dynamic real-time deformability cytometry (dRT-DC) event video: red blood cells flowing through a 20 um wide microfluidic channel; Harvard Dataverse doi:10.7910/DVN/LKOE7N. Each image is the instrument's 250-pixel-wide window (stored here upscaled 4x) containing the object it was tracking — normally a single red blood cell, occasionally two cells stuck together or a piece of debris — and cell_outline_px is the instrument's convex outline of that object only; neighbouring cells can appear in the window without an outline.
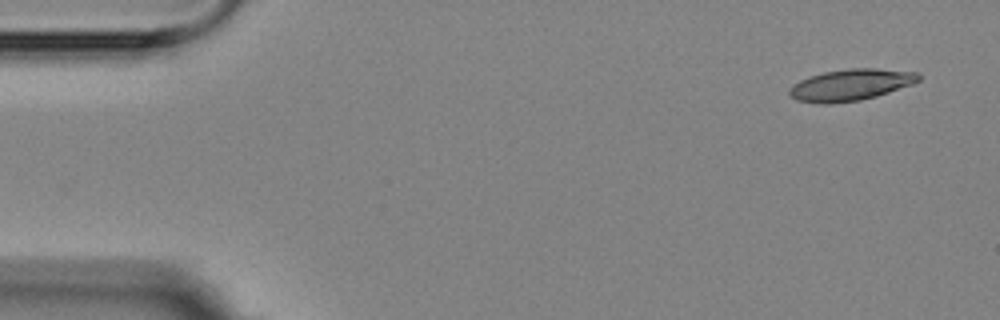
{"species": "Egyptian fruit bat (a non-hibernating species)", "species_latin": "Rousettus aegyptiacus", "temperature_condition": "room temperature", "stored_images_in_passage": 5, "camera_frame_rate_fps": 3000, "um_per_image_px": 0.085, "animal": {"sex": "female"}, "frame": {"image": 1, "passage_image": 1, "time_ms": 0.0, "image_size_px": [1000, 320], "cell_outline_px": [[920, 80], [912, 84], [876, 96], [860, 100], [828, 104], [820, 104], [796, 100], [788, 92], [788, 88], [792, 84], [808, 76], [824, 72], [848, 68], [876, 68], [920, 72]], "centroid_in_image_um": [72.29, 7.2], "position_along_channel_um": 12.7, "area_um2": 23.87}}
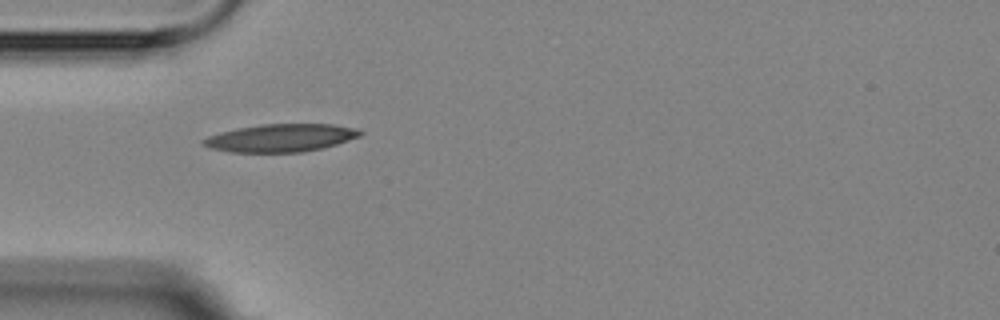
{"frame": {"image": 2, "passage_image": 4, "time_ms": 4.333, "image_size_px": [1000, 320], "cell_outline_px": [[364, 132], [360, 136], [324, 148], [304, 152], [228, 152], [212, 148], [200, 144], [200, 140], [208, 136], [220, 132], [236, 128], [260, 124], [332, 124], [360, 128]], "centroid_in_image_um": [23.87, 11.72], "position_along_channel_um": 61.1, "area_um2": 25.72}}
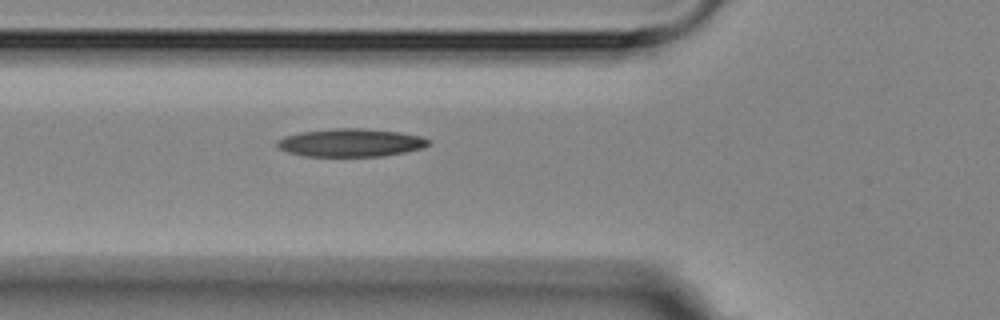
{"frame": {"image": 3, "passage_image": 5, "time_ms": 5.333, "image_size_px": [1000, 320], "cell_outline_px": [[432, 144], [424, 148], [404, 152], [380, 156], [304, 156], [288, 152], [280, 148], [276, 144], [276, 140], [284, 136], [300, 132], [332, 128], [364, 128], [400, 132], [420, 136], [432, 140]], "centroid_in_image_um": [29.84, 12.12], "position_along_channel_um": 96.0, "area_um2": 24.91}}